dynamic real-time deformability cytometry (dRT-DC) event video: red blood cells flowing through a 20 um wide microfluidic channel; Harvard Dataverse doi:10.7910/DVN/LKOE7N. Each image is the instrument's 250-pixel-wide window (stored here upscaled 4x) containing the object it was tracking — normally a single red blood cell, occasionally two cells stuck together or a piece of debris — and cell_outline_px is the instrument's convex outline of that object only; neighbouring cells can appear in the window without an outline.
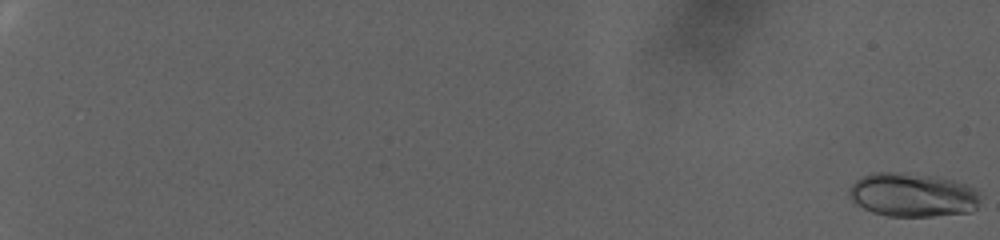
{"species": "human", "species_latin": "Homo sapiens", "temperature_condition": "warm", "stored_images_in_passage": 95, "camera_frame_rate_fps": 3000, "um_per_image_px": 0.085, "donor": {"sex": "female"}, "frame": {"image": 1, "passage_image": 1, "time_ms": 0.0, "image_size_px": [1000, 240], "cell_outline_px": [[984, 196], [976, 208], [972, 212], [932, 216], [888, 216], [872, 212], [856, 204], [852, 200], [848, 192], [848, 188], [856, 180], [872, 172], [900, 172], [936, 176], [956, 180], [968, 184], [976, 188]], "centroid_in_image_um": [77.64, 16.56], "position_along_channel_um": 7.4, "area_um2": 34.16}}
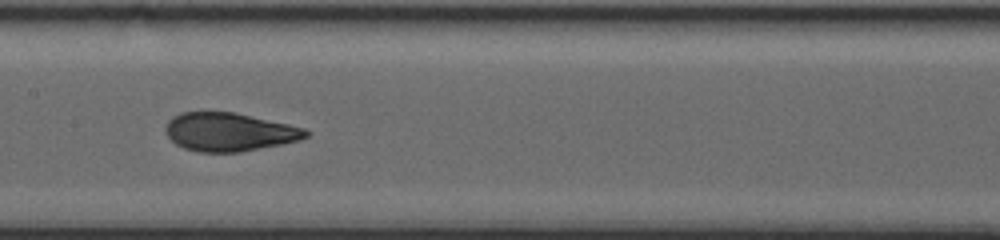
{"frame": {"image": 2, "passage_image": 57, "time_ms": 18.667, "image_size_px": [1000, 240], "cell_outline_px": [[308, 136], [300, 140], [240, 152], [196, 152], [184, 148], [176, 144], [164, 132], [164, 128], [168, 120], [172, 116], [180, 112], [236, 112], [288, 124], [304, 128], [308, 132]], "centroid_in_image_um": [19.44, 11.21], "position_along_channel_um": 188.0, "area_um2": 31.44}}
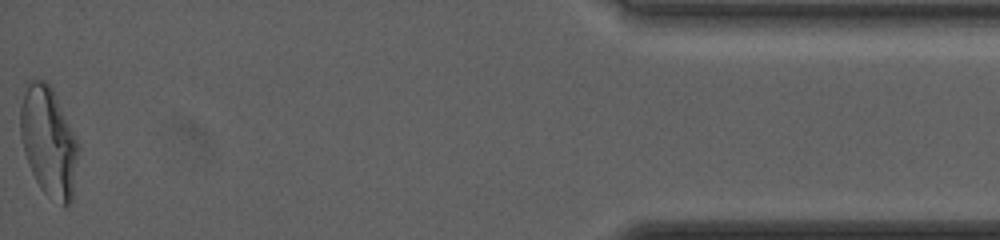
{"frame": {"image": 3, "passage_image": 95, "time_ms": 31.333, "image_size_px": [1000, 240], "cell_outline_px": [[80, 148], [72, 200], [64, 208], [44, 192], [40, 188], [28, 164], [24, 152], [20, 136], [20, 108], [24, 84], [28, 80], [36, 76], [44, 80], [52, 88], [80, 144]], "centroid_in_image_um": [4.13, 12.0], "position_along_channel_um": 431.1, "area_um2": 37.74}, "authors_computed_cell_mechanics": {"area_um2": 31.501, "velocity_mm_per_s": 2.4265, "shape_relaxation_time_tau1_ms": 7.8422, "shape_relaxation_time_tau2_ms": 1.2585, "deformation_change_tau1": 0.2131, "deformation_change_tau2": 0.0553}}